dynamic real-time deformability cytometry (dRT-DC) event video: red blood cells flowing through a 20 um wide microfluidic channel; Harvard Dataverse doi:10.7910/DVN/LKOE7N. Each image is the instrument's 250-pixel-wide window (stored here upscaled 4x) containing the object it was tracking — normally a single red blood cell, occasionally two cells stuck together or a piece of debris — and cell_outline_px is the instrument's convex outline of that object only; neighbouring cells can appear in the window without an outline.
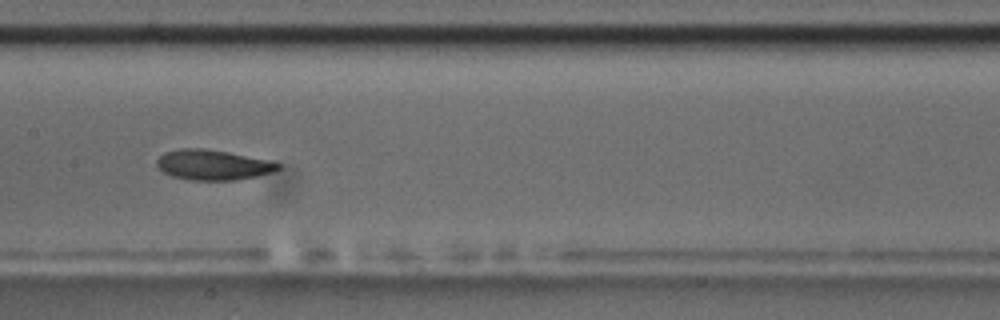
{"species": "common noctule bat (a hibernating species)", "species_latin": "Nyctalus noctula", "temperature_condition": "room temperature", "stored_images_in_passage": 9, "camera_frame_rate_fps": 3000, "um_per_image_px": 0.085, "animal": {"sex": "male", "body_mass_g": 17.5, "forearm_length_mm": 52.3}, "frame": {"image": 1, "passage_image": 8, "time_ms": 9.0, "image_size_px": [1000, 320], "cell_outline_px": [[280, 168], [272, 172], [256, 176], [236, 180], [192, 180], [172, 176], [164, 172], [156, 164], [156, 160], [164, 152], [180, 148], [204, 148], [228, 152], [268, 160], [280, 164]], "centroid_in_image_um": [18.07, 14.01], "position_along_channel_um": 189.3, "area_um2": 21.21}}